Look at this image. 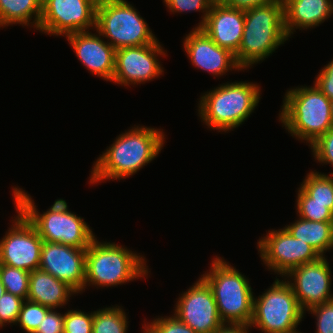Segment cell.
<instances>
[{"label":"cell","mask_w":333,"mask_h":333,"mask_svg":"<svg viewBox=\"0 0 333 333\" xmlns=\"http://www.w3.org/2000/svg\"><path fill=\"white\" fill-rule=\"evenodd\" d=\"M163 129L134 125L113 141L93 164L90 184L123 180L151 163L166 142Z\"/></svg>","instance_id":"6da1fadb"},{"label":"cell","mask_w":333,"mask_h":333,"mask_svg":"<svg viewBox=\"0 0 333 333\" xmlns=\"http://www.w3.org/2000/svg\"><path fill=\"white\" fill-rule=\"evenodd\" d=\"M12 192L14 207L35 227L43 241L87 249L96 238L84 218L68 210L66 200L56 199L46 212L40 214L28 192L18 186L13 187Z\"/></svg>","instance_id":"7a4b0ae2"},{"label":"cell","mask_w":333,"mask_h":333,"mask_svg":"<svg viewBox=\"0 0 333 333\" xmlns=\"http://www.w3.org/2000/svg\"><path fill=\"white\" fill-rule=\"evenodd\" d=\"M259 84L234 81L204 92L198 103V116L212 130L233 131L247 120L261 99Z\"/></svg>","instance_id":"3957f363"},{"label":"cell","mask_w":333,"mask_h":333,"mask_svg":"<svg viewBox=\"0 0 333 333\" xmlns=\"http://www.w3.org/2000/svg\"><path fill=\"white\" fill-rule=\"evenodd\" d=\"M288 39L283 0L245 10L243 36L235 59L243 71L247 70L272 55Z\"/></svg>","instance_id":"277c9868"},{"label":"cell","mask_w":333,"mask_h":333,"mask_svg":"<svg viewBox=\"0 0 333 333\" xmlns=\"http://www.w3.org/2000/svg\"><path fill=\"white\" fill-rule=\"evenodd\" d=\"M146 258L115 242L95 238L86 249L85 289L113 287L147 278L150 271Z\"/></svg>","instance_id":"5b68a950"},{"label":"cell","mask_w":333,"mask_h":333,"mask_svg":"<svg viewBox=\"0 0 333 333\" xmlns=\"http://www.w3.org/2000/svg\"><path fill=\"white\" fill-rule=\"evenodd\" d=\"M279 121L293 138L310 146L333 127L331 100L315 84L286 90Z\"/></svg>","instance_id":"8992f818"},{"label":"cell","mask_w":333,"mask_h":333,"mask_svg":"<svg viewBox=\"0 0 333 333\" xmlns=\"http://www.w3.org/2000/svg\"><path fill=\"white\" fill-rule=\"evenodd\" d=\"M210 265L201 278L212 290L220 319L223 323L250 325L254 294L249 279L217 255Z\"/></svg>","instance_id":"52a82bcc"},{"label":"cell","mask_w":333,"mask_h":333,"mask_svg":"<svg viewBox=\"0 0 333 333\" xmlns=\"http://www.w3.org/2000/svg\"><path fill=\"white\" fill-rule=\"evenodd\" d=\"M137 11L126 0H98L94 31L115 50L152 44L157 38Z\"/></svg>","instance_id":"ba28073f"},{"label":"cell","mask_w":333,"mask_h":333,"mask_svg":"<svg viewBox=\"0 0 333 333\" xmlns=\"http://www.w3.org/2000/svg\"><path fill=\"white\" fill-rule=\"evenodd\" d=\"M276 280L264 293L253 299L250 327L262 333H289L305 316L285 278Z\"/></svg>","instance_id":"9c48e42d"},{"label":"cell","mask_w":333,"mask_h":333,"mask_svg":"<svg viewBox=\"0 0 333 333\" xmlns=\"http://www.w3.org/2000/svg\"><path fill=\"white\" fill-rule=\"evenodd\" d=\"M257 241V250L266 269L281 278L293 268L321 257L312 246L294 238L284 227L269 230Z\"/></svg>","instance_id":"30bf717a"},{"label":"cell","mask_w":333,"mask_h":333,"mask_svg":"<svg viewBox=\"0 0 333 333\" xmlns=\"http://www.w3.org/2000/svg\"><path fill=\"white\" fill-rule=\"evenodd\" d=\"M98 0H42L39 32L66 36L95 30Z\"/></svg>","instance_id":"8fae6325"},{"label":"cell","mask_w":333,"mask_h":333,"mask_svg":"<svg viewBox=\"0 0 333 333\" xmlns=\"http://www.w3.org/2000/svg\"><path fill=\"white\" fill-rule=\"evenodd\" d=\"M15 210L11 227L0 239V264L31 272L39 269L43 240L28 219Z\"/></svg>","instance_id":"7c38bea8"},{"label":"cell","mask_w":333,"mask_h":333,"mask_svg":"<svg viewBox=\"0 0 333 333\" xmlns=\"http://www.w3.org/2000/svg\"><path fill=\"white\" fill-rule=\"evenodd\" d=\"M157 39L152 44L115 50V71L112 82L121 86L139 85L159 78L164 68L158 57L167 51Z\"/></svg>","instance_id":"4fadbf2b"},{"label":"cell","mask_w":333,"mask_h":333,"mask_svg":"<svg viewBox=\"0 0 333 333\" xmlns=\"http://www.w3.org/2000/svg\"><path fill=\"white\" fill-rule=\"evenodd\" d=\"M176 300L174 315L196 333H214L224 324L212 290L201 277Z\"/></svg>","instance_id":"5bb4252c"},{"label":"cell","mask_w":333,"mask_h":333,"mask_svg":"<svg viewBox=\"0 0 333 333\" xmlns=\"http://www.w3.org/2000/svg\"><path fill=\"white\" fill-rule=\"evenodd\" d=\"M325 256L290 270L284 277L305 312L333 299L332 272ZM288 278V279H287Z\"/></svg>","instance_id":"9a60e30c"},{"label":"cell","mask_w":333,"mask_h":333,"mask_svg":"<svg viewBox=\"0 0 333 333\" xmlns=\"http://www.w3.org/2000/svg\"><path fill=\"white\" fill-rule=\"evenodd\" d=\"M85 265L86 249L43 241L39 269L67 283L78 294L84 291Z\"/></svg>","instance_id":"2e32d148"},{"label":"cell","mask_w":333,"mask_h":333,"mask_svg":"<svg viewBox=\"0 0 333 333\" xmlns=\"http://www.w3.org/2000/svg\"><path fill=\"white\" fill-rule=\"evenodd\" d=\"M183 49L195 68L214 77L226 76L229 71H242L235 54L215 44L201 29L194 27L183 39Z\"/></svg>","instance_id":"e0dca14e"},{"label":"cell","mask_w":333,"mask_h":333,"mask_svg":"<svg viewBox=\"0 0 333 333\" xmlns=\"http://www.w3.org/2000/svg\"><path fill=\"white\" fill-rule=\"evenodd\" d=\"M75 56L91 74L112 82L115 71V48L96 31L75 32L65 36ZM102 37V38H101Z\"/></svg>","instance_id":"ac0fdd59"},{"label":"cell","mask_w":333,"mask_h":333,"mask_svg":"<svg viewBox=\"0 0 333 333\" xmlns=\"http://www.w3.org/2000/svg\"><path fill=\"white\" fill-rule=\"evenodd\" d=\"M245 24V11L214 0L200 27L220 47L238 52Z\"/></svg>","instance_id":"d6986e66"},{"label":"cell","mask_w":333,"mask_h":333,"mask_svg":"<svg viewBox=\"0 0 333 333\" xmlns=\"http://www.w3.org/2000/svg\"><path fill=\"white\" fill-rule=\"evenodd\" d=\"M284 27L289 38L295 30L315 28L333 14V0H283Z\"/></svg>","instance_id":"ffe728a7"},{"label":"cell","mask_w":333,"mask_h":333,"mask_svg":"<svg viewBox=\"0 0 333 333\" xmlns=\"http://www.w3.org/2000/svg\"><path fill=\"white\" fill-rule=\"evenodd\" d=\"M78 293L67 283L40 269L30 272L27 300L50 309L63 308Z\"/></svg>","instance_id":"44dd1931"},{"label":"cell","mask_w":333,"mask_h":333,"mask_svg":"<svg viewBox=\"0 0 333 333\" xmlns=\"http://www.w3.org/2000/svg\"><path fill=\"white\" fill-rule=\"evenodd\" d=\"M293 223L285 225L290 234L312 246L320 256L332 250L333 246V222L309 221L297 217Z\"/></svg>","instance_id":"7402d4cb"},{"label":"cell","mask_w":333,"mask_h":333,"mask_svg":"<svg viewBox=\"0 0 333 333\" xmlns=\"http://www.w3.org/2000/svg\"><path fill=\"white\" fill-rule=\"evenodd\" d=\"M41 14L42 0H0V28L19 24L38 31Z\"/></svg>","instance_id":"603a6c76"},{"label":"cell","mask_w":333,"mask_h":333,"mask_svg":"<svg viewBox=\"0 0 333 333\" xmlns=\"http://www.w3.org/2000/svg\"><path fill=\"white\" fill-rule=\"evenodd\" d=\"M300 188L309 196V203L330 204L333 212V173L325 174L311 170L300 183Z\"/></svg>","instance_id":"cb8c5ba5"},{"label":"cell","mask_w":333,"mask_h":333,"mask_svg":"<svg viewBox=\"0 0 333 333\" xmlns=\"http://www.w3.org/2000/svg\"><path fill=\"white\" fill-rule=\"evenodd\" d=\"M129 321L124 308L118 305L93 311L92 333H128Z\"/></svg>","instance_id":"d4e9b609"},{"label":"cell","mask_w":333,"mask_h":333,"mask_svg":"<svg viewBox=\"0 0 333 333\" xmlns=\"http://www.w3.org/2000/svg\"><path fill=\"white\" fill-rule=\"evenodd\" d=\"M30 272L0 264V280L6 292L24 300L28 297Z\"/></svg>","instance_id":"484cf974"},{"label":"cell","mask_w":333,"mask_h":333,"mask_svg":"<svg viewBox=\"0 0 333 333\" xmlns=\"http://www.w3.org/2000/svg\"><path fill=\"white\" fill-rule=\"evenodd\" d=\"M296 197L297 216L309 221L333 222L330 204L309 203V196L300 187Z\"/></svg>","instance_id":"4316f807"},{"label":"cell","mask_w":333,"mask_h":333,"mask_svg":"<svg viewBox=\"0 0 333 333\" xmlns=\"http://www.w3.org/2000/svg\"><path fill=\"white\" fill-rule=\"evenodd\" d=\"M50 310L46 306L26 299L22 303L15 325L21 327L26 333H34Z\"/></svg>","instance_id":"83f0119b"},{"label":"cell","mask_w":333,"mask_h":333,"mask_svg":"<svg viewBox=\"0 0 333 333\" xmlns=\"http://www.w3.org/2000/svg\"><path fill=\"white\" fill-rule=\"evenodd\" d=\"M213 1L214 0H163L166 4L165 6L169 9L168 12H173V14L201 12L202 20L196 25V28H200L204 24Z\"/></svg>","instance_id":"f1b7e54d"},{"label":"cell","mask_w":333,"mask_h":333,"mask_svg":"<svg viewBox=\"0 0 333 333\" xmlns=\"http://www.w3.org/2000/svg\"><path fill=\"white\" fill-rule=\"evenodd\" d=\"M93 311L67 310L64 318V333H92Z\"/></svg>","instance_id":"f546056e"},{"label":"cell","mask_w":333,"mask_h":333,"mask_svg":"<svg viewBox=\"0 0 333 333\" xmlns=\"http://www.w3.org/2000/svg\"><path fill=\"white\" fill-rule=\"evenodd\" d=\"M24 299L5 292L0 298V330L7 325H15Z\"/></svg>","instance_id":"4dcf8cb0"},{"label":"cell","mask_w":333,"mask_h":333,"mask_svg":"<svg viewBox=\"0 0 333 333\" xmlns=\"http://www.w3.org/2000/svg\"><path fill=\"white\" fill-rule=\"evenodd\" d=\"M315 161L333 167V127L310 146Z\"/></svg>","instance_id":"1f68e13d"},{"label":"cell","mask_w":333,"mask_h":333,"mask_svg":"<svg viewBox=\"0 0 333 333\" xmlns=\"http://www.w3.org/2000/svg\"><path fill=\"white\" fill-rule=\"evenodd\" d=\"M307 312L316 316L317 330H315V333H333V299L314 306L308 309Z\"/></svg>","instance_id":"d6a6232c"},{"label":"cell","mask_w":333,"mask_h":333,"mask_svg":"<svg viewBox=\"0 0 333 333\" xmlns=\"http://www.w3.org/2000/svg\"><path fill=\"white\" fill-rule=\"evenodd\" d=\"M159 333H196L183 323L176 315L158 316L149 322Z\"/></svg>","instance_id":"836d02e7"},{"label":"cell","mask_w":333,"mask_h":333,"mask_svg":"<svg viewBox=\"0 0 333 333\" xmlns=\"http://www.w3.org/2000/svg\"><path fill=\"white\" fill-rule=\"evenodd\" d=\"M65 313L61 314L57 309H51L34 333H64Z\"/></svg>","instance_id":"e575fe53"},{"label":"cell","mask_w":333,"mask_h":333,"mask_svg":"<svg viewBox=\"0 0 333 333\" xmlns=\"http://www.w3.org/2000/svg\"><path fill=\"white\" fill-rule=\"evenodd\" d=\"M313 83L324 95L333 100V59L322 67Z\"/></svg>","instance_id":"d590c367"},{"label":"cell","mask_w":333,"mask_h":333,"mask_svg":"<svg viewBox=\"0 0 333 333\" xmlns=\"http://www.w3.org/2000/svg\"><path fill=\"white\" fill-rule=\"evenodd\" d=\"M222 4L237 8L240 10H248L257 6H263L274 2L275 0H218Z\"/></svg>","instance_id":"8d00e7d4"},{"label":"cell","mask_w":333,"mask_h":333,"mask_svg":"<svg viewBox=\"0 0 333 333\" xmlns=\"http://www.w3.org/2000/svg\"><path fill=\"white\" fill-rule=\"evenodd\" d=\"M250 329L251 327L248 324L224 323L214 333H249Z\"/></svg>","instance_id":"74e56055"},{"label":"cell","mask_w":333,"mask_h":333,"mask_svg":"<svg viewBox=\"0 0 333 333\" xmlns=\"http://www.w3.org/2000/svg\"><path fill=\"white\" fill-rule=\"evenodd\" d=\"M145 324H142V333H159L149 322H145Z\"/></svg>","instance_id":"f35d334b"},{"label":"cell","mask_w":333,"mask_h":333,"mask_svg":"<svg viewBox=\"0 0 333 333\" xmlns=\"http://www.w3.org/2000/svg\"><path fill=\"white\" fill-rule=\"evenodd\" d=\"M5 292H6V289L0 280V298H1V295L4 294Z\"/></svg>","instance_id":"ab89813d"},{"label":"cell","mask_w":333,"mask_h":333,"mask_svg":"<svg viewBox=\"0 0 333 333\" xmlns=\"http://www.w3.org/2000/svg\"><path fill=\"white\" fill-rule=\"evenodd\" d=\"M330 112H331V121H332V125H333V100H331V109H330Z\"/></svg>","instance_id":"60d3db41"},{"label":"cell","mask_w":333,"mask_h":333,"mask_svg":"<svg viewBox=\"0 0 333 333\" xmlns=\"http://www.w3.org/2000/svg\"><path fill=\"white\" fill-rule=\"evenodd\" d=\"M289 333H302V332H300V331H298L297 329L296 330H294V331H292V332H289ZM304 333V332H303Z\"/></svg>","instance_id":"b9f144b4"}]
</instances>
